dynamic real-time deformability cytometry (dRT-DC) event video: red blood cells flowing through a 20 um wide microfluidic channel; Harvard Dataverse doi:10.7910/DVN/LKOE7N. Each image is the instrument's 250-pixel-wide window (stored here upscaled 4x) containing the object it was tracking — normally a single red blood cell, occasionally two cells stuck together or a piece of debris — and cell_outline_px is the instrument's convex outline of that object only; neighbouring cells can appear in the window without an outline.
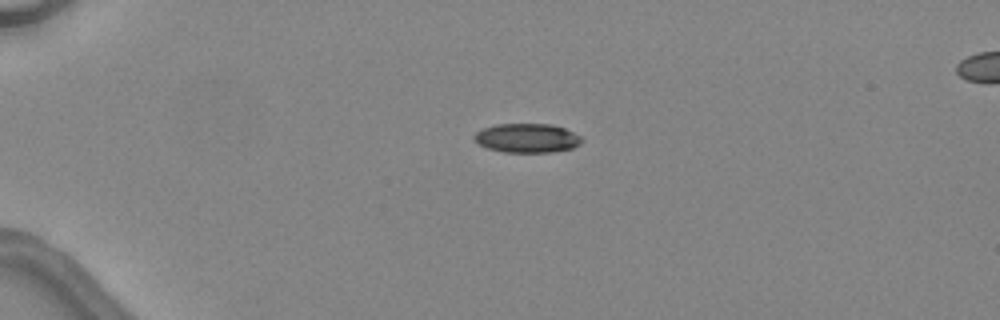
{"species": "common noctule bat (a hibernating species)", "species_latin": "Nyctalus noctula", "temperature_condition": "warm", "stored_images_in_passage": 3, "segment_of_instrument_passage": [1, 2], "camera_frame_rate_fps": 3000, "um_per_image_px": 0.085, "animal": {"sex": "female", "body_mass_g": 24.6, "forearm_length_mm": 56.2}, "frame": {"image": 1, "passage_image": 1, "time_ms": 0.0, "image_size_px": [1000, 320], "cell_outline_px": [[584, 140], [580, 144], [572, 148], [552, 152], [504, 152], [488, 148], [472, 140], [472, 136], [476, 132], [484, 128], [496, 124], [552, 124], [564, 128], [580, 136]], "centroid_in_image_um": [44.79, 11.73], "position_along_channel_um": 40.2, "area_um2": 18.26}}